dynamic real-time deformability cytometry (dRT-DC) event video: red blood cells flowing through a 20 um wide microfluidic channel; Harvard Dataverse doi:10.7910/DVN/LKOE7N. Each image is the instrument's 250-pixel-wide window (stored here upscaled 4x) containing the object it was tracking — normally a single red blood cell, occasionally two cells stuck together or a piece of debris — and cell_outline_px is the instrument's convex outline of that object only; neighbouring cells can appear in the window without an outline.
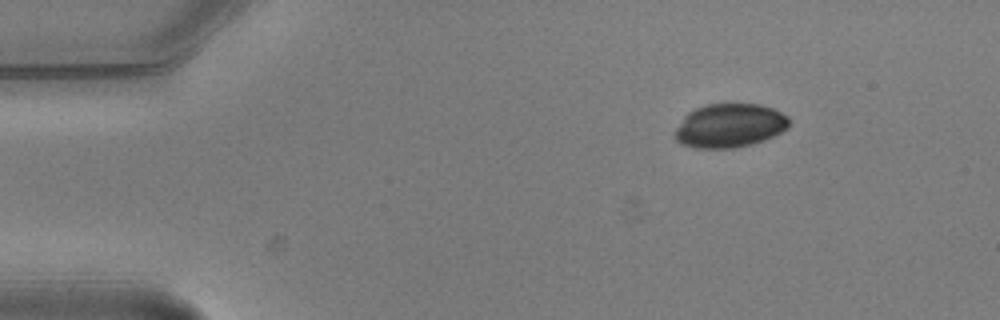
{"species": "common noctule bat (a hibernating species)", "species_latin": "Nyctalus noctula", "temperature_condition": "warm", "stored_images_in_passage": 2, "camera_frame_rate_fps": 3000, "um_per_image_px": 0.085, "animal": {"sex": "male", "body_mass_g": 20.5, "forearm_length_mm": 52.5}, "frame": {"image": 1, "passage_image": 2, "time_ms": 0.333, "image_size_px": [1000, 320], "cell_outline_px": [[788, 128], [764, 140], [752, 144], [736, 148], [696, 148], [680, 144], [676, 140], [676, 128], [684, 116], [688, 112], [696, 108], [708, 104], [760, 104], [772, 108], [788, 116]], "centroid_in_image_um": [62.01, 10.68], "position_along_channel_um": 23.0, "area_um2": 29.07}}